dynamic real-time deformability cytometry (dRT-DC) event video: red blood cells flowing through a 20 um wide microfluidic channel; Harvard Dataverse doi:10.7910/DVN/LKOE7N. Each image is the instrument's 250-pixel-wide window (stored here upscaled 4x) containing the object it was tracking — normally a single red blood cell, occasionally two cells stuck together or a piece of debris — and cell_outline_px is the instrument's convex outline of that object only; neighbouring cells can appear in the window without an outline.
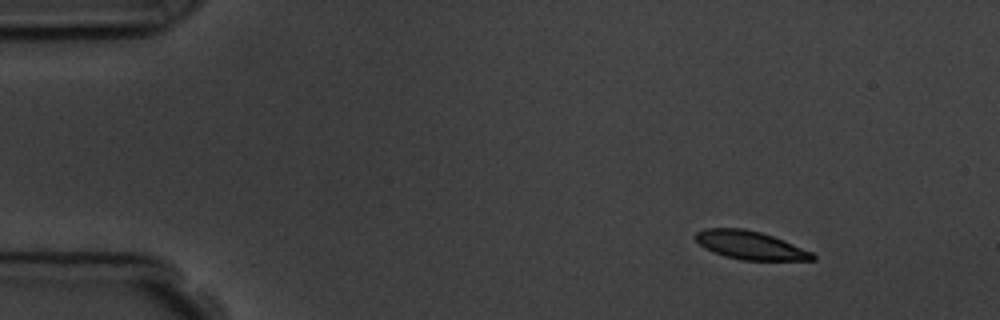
{"species": "common noctule bat (a hibernating species)", "species_latin": "Nyctalus noctula", "temperature_condition": "room temperature", "stored_images_in_passage": 7, "camera_frame_rate_fps": 3000, "um_per_image_px": 0.085, "animal": {"sex": "male", "body_mass_g": 19.5, "forearm_length_mm": 54.6}, "frame": {"image": 1, "passage_image": 1, "time_ms": 0.0, "image_size_px": [1000, 320], "cell_outline_px": [[816, 260], [740, 260], [724, 256], [704, 248], [696, 240], [696, 232], [704, 228], [744, 228], [760, 232], [784, 240], [812, 252], [816, 256]], "centroid_in_image_um": [63.77, 20.84], "position_along_channel_um": 21.2, "area_um2": 19.31}}
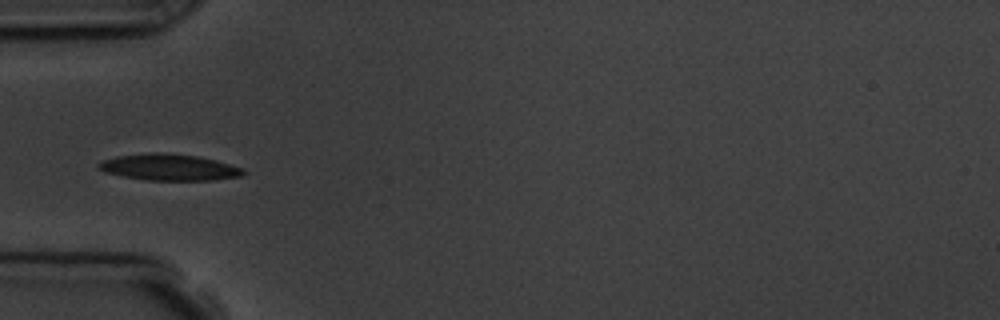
{"frame": {"image": 2, "passage_image": 4, "time_ms": 3.667, "image_size_px": [1000, 320], "cell_outline_px": [[248, 172], [244, 176], [212, 180], [148, 180], [124, 176], [104, 172], [96, 168], [96, 164], [100, 160], [116, 156], [152, 152], [160, 152], [196, 156], [216, 160], [244, 168]], "centroid_in_image_um": [14.37, 14.21], "position_along_channel_um": 70.6, "area_um2": 22.48}}